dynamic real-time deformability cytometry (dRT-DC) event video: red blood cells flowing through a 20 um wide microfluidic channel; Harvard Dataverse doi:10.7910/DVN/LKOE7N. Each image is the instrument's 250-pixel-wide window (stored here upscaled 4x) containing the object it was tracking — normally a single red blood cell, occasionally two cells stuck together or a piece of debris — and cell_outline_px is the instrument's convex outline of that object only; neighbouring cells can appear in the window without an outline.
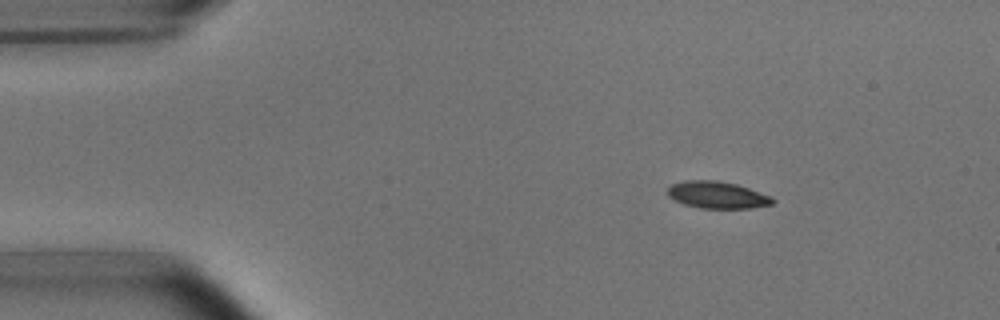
{"species": "common noctule bat (a hibernating species)", "species_latin": "Nyctalus noctula", "temperature_condition": "room temperature", "stored_images_in_passage": 2, "camera_frame_rate_fps": 3000, "um_per_image_px": 0.085, "animal": {"sex": "male", "body_mass_g": 15.6}, "frame": {"image": 1, "passage_image": 1, "time_ms": 0.0, "image_size_px": [1000, 320], "cell_outline_px": [[776, 200], [772, 204], [748, 208], [700, 208], [684, 204], [668, 196], [668, 188], [672, 184], [684, 180], [716, 180], [736, 184], [772, 196]], "centroid_in_image_um": [60.97, 16.56], "position_along_channel_um": 24.0, "area_um2": 16.42}}